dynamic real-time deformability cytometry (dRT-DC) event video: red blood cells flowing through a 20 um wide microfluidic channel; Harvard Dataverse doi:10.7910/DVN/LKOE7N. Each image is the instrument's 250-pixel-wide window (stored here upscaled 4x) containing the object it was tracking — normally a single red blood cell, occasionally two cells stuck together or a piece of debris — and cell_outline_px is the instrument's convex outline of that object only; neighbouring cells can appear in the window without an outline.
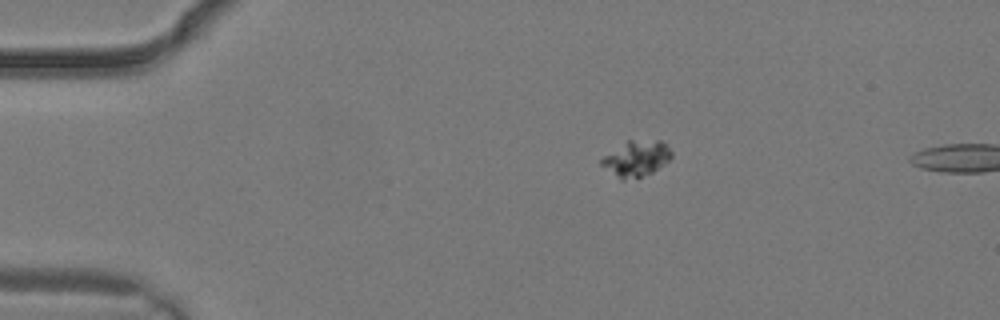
{"species": "common noctule bat (a hibernating species)", "species_latin": "Nyctalus noctula", "temperature_condition": "warm", "stored_images_in_passage": 3, "camera_frame_rate_fps": 3000, "um_per_image_px": 0.085, "animal": {"sex": "male", "body_mass_g": 19.2, "forearm_length_mm": 51.8}, "frame": {"image": 1, "passage_image": 3, "time_ms": 0.667, "image_size_px": [1000, 320], "cell_outline_px": [[672, 156], [664, 164], [652, 172], [640, 176], [624, 180], [620, 180], [600, 164], [600, 160], [604, 156], [628, 140], [660, 140], [668, 144], [672, 152]], "centroid_in_image_um": [54.1, 13.46], "position_along_channel_um": 30.9, "area_um2": 14.45}}